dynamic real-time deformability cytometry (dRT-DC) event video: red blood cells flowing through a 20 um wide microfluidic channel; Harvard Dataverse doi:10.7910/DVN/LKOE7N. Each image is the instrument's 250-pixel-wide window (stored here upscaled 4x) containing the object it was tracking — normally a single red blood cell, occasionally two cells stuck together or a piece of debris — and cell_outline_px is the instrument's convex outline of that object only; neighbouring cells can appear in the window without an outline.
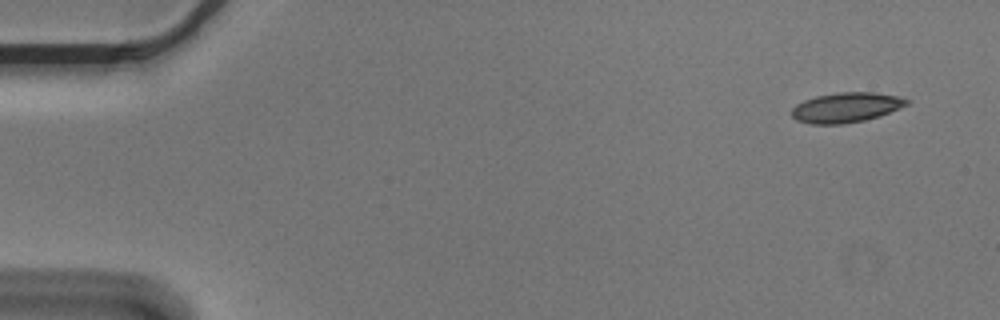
{"species": "Egyptian fruit bat (a non-hibernating species)", "species_latin": "Rousettus aegyptiacus", "temperature_condition": "cold", "stored_images_in_passage": 6, "camera_frame_rate_fps": 3000, "um_per_image_px": 0.085, "animal": {"sex": "male"}, "frame": {"image": 1, "passage_image": 1, "time_ms": 0.0, "image_size_px": [1000, 320], "cell_outline_px": [[912, 100], [908, 104], [900, 108], [864, 120], [844, 124], [808, 124], [796, 120], [792, 116], [792, 108], [796, 104], [804, 100], [816, 96], [836, 92], [872, 92], [900, 96]], "centroid_in_image_um": [71.91, 9.13], "position_along_channel_um": 13.1, "area_um2": 20.11}}
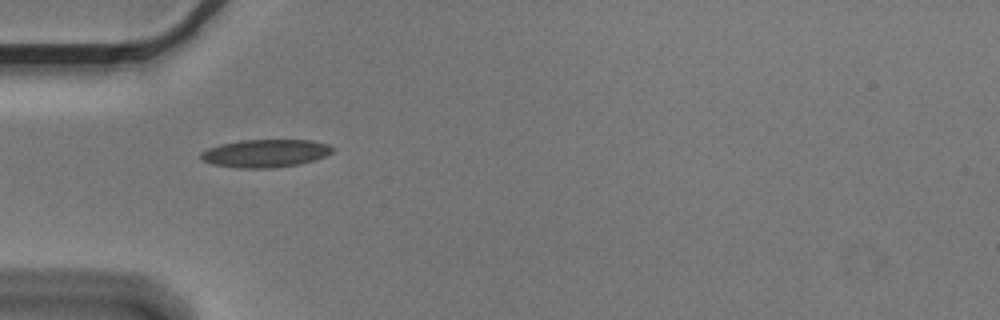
{"frame": {"image": 2, "passage_image": 5, "time_ms": 1.333, "image_size_px": [1000, 320], "cell_outline_px": [[336, 148], [332, 152], [316, 160], [300, 164], [272, 168], [240, 168], [212, 164], [200, 160], [200, 152], [208, 148], [220, 144], [240, 140], [312, 140], [328, 144]], "centroid_in_image_um": [22.56, 13.03], "position_along_channel_um": 62.4, "area_um2": 21.62}}
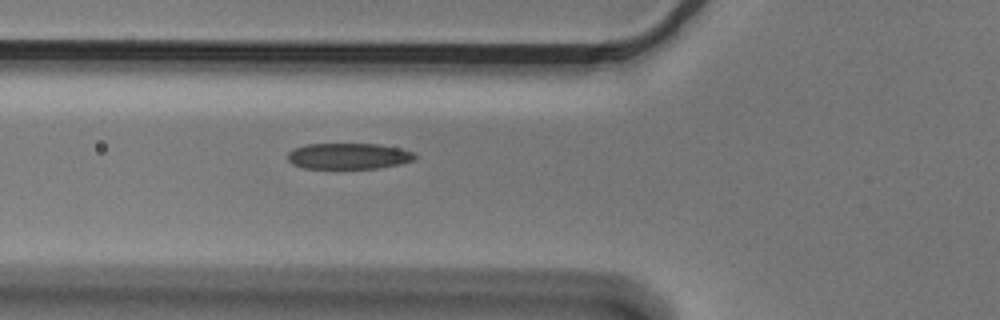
{"frame": {"image": 3, "passage_image": 6, "time_ms": 1.667, "image_size_px": [1000, 320], "cell_outline_px": [[416, 160], [400, 164], [380, 168], [304, 168], [292, 164], [288, 160], [288, 152], [292, 148], [304, 144], [376, 144], [400, 148], [412, 152], [416, 156]], "centroid_in_image_um": [29.61, 13.26], "position_along_channel_um": 96.2, "area_um2": 19.36}}